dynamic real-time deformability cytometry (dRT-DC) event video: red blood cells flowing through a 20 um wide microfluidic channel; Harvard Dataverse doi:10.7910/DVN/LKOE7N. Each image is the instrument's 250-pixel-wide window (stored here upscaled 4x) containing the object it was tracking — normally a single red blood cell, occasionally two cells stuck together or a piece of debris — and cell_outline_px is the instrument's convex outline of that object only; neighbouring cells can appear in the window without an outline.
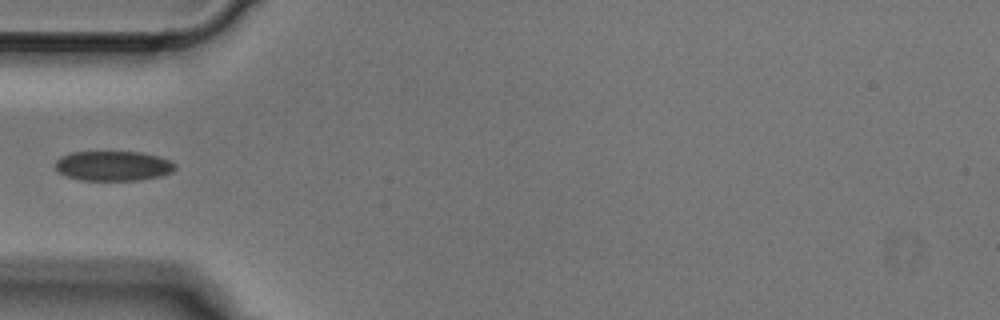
{"species": "Egyptian fruit bat (a non-hibernating species)", "species_latin": "Rousettus aegyptiacus", "temperature_condition": "cold", "stored_images_in_passage": 5, "camera_frame_rate_fps": 3000, "um_per_image_px": 0.085, "animal": {"sex": "male"}, "frame": {"image": 1, "passage_image": 4, "time_ms": 1.0, "image_size_px": [1000, 320], "cell_outline_px": [[176, 168], [172, 172], [160, 176], [136, 180], [80, 180], [64, 176], [56, 172], [56, 160], [60, 156], [72, 152], [140, 152], [160, 156], [176, 164]], "centroid_in_image_um": [9.59, 14.1], "position_along_channel_um": 75.4, "area_um2": 20.98}}
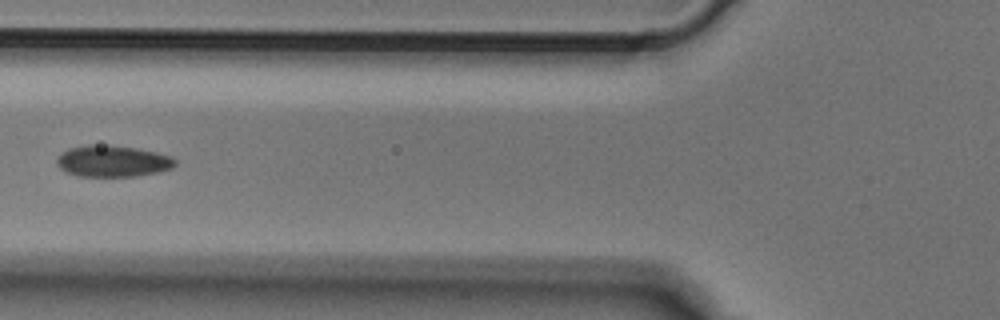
{"frame": {"image": 2, "passage_image": 5, "time_ms": 1.333, "image_size_px": [1000, 320], "cell_outline_px": [[176, 164], [172, 168], [160, 172], [136, 176], [76, 176], [64, 172], [56, 164], [56, 160], [60, 152], [68, 148], [88, 144], [92, 144], [136, 148], [156, 152], [172, 156], [176, 160]], "centroid_in_image_um": [9.55, 13.7], "position_along_channel_um": 116.3, "area_um2": 21.91}}